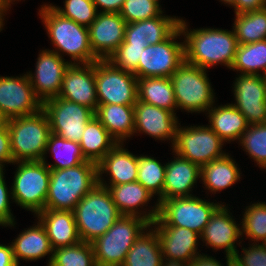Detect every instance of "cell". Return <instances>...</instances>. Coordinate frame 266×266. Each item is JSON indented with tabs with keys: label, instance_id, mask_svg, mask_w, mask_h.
<instances>
[{
	"label": "cell",
	"instance_id": "obj_1",
	"mask_svg": "<svg viewBox=\"0 0 266 266\" xmlns=\"http://www.w3.org/2000/svg\"><path fill=\"white\" fill-rule=\"evenodd\" d=\"M185 20H180V30L185 38V61L203 69L218 64L231 68L238 48L234 30L201 28L189 29Z\"/></svg>",
	"mask_w": 266,
	"mask_h": 266
},
{
	"label": "cell",
	"instance_id": "obj_2",
	"mask_svg": "<svg viewBox=\"0 0 266 266\" xmlns=\"http://www.w3.org/2000/svg\"><path fill=\"white\" fill-rule=\"evenodd\" d=\"M39 16L55 47V50L51 51L56 52L62 58L64 53L69 55L72 59L71 64H92L99 60L91 49L88 27L63 17L53 8L52 4L42 5L39 9Z\"/></svg>",
	"mask_w": 266,
	"mask_h": 266
},
{
	"label": "cell",
	"instance_id": "obj_3",
	"mask_svg": "<svg viewBox=\"0 0 266 266\" xmlns=\"http://www.w3.org/2000/svg\"><path fill=\"white\" fill-rule=\"evenodd\" d=\"M98 184L97 164L50 169L45 209L73 211L78 202Z\"/></svg>",
	"mask_w": 266,
	"mask_h": 266
},
{
	"label": "cell",
	"instance_id": "obj_4",
	"mask_svg": "<svg viewBox=\"0 0 266 266\" xmlns=\"http://www.w3.org/2000/svg\"><path fill=\"white\" fill-rule=\"evenodd\" d=\"M73 214L80 238L86 243L104 235L122 216L109 190L99 184L78 202Z\"/></svg>",
	"mask_w": 266,
	"mask_h": 266
},
{
	"label": "cell",
	"instance_id": "obj_5",
	"mask_svg": "<svg viewBox=\"0 0 266 266\" xmlns=\"http://www.w3.org/2000/svg\"><path fill=\"white\" fill-rule=\"evenodd\" d=\"M10 133L11 152L16 161L46 160V148L51 134L46 112L6 120Z\"/></svg>",
	"mask_w": 266,
	"mask_h": 266
},
{
	"label": "cell",
	"instance_id": "obj_6",
	"mask_svg": "<svg viewBox=\"0 0 266 266\" xmlns=\"http://www.w3.org/2000/svg\"><path fill=\"white\" fill-rule=\"evenodd\" d=\"M150 224L137 216L122 215L91 245L97 266H122L128 251Z\"/></svg>",
	"mask_w": 266,
	"mask_h": 266
},
{
	"label": "cell",
	"instance_id": "obj_7",
	"mask_svg": "<svg viewBox=\"0 0 266 266\" xmlns=\"http://www.w3.org/2000/svg\"><path fill=\"white\" fill-rule=\"evenodd\" d=\"M207 69L184 61L170 77L177 108L186 112H207L214 106V91Z\"/></svg>",
	"mask_w": 266,
	"mask_h": 266
},
{
	"label": "cell",
	"instance_id": "obj_8",
	"mask_svg": "<svg viewBox=\"0 0 266 266\" xmlns=\"http://www.w3.org/2000/svg\"><path fill=\"white\" fill-rule=\"evenodd\" d=\"M12 187V200L34 214L45 209L50 168L43 161H16Z\"/></svg>",
	"mask_w": 266,
	"mask_h": 266
},
{
	"label": "cell",
	"instance_id": "obj_9",
	"mask_svg": "<svg viewBox=\"0 0 266 266\" xmlns=\"http://www.w3.org/2000/svg\"><path fill=\"white\" fill-rule=\"evenodd\" d=\"M222 203H214L196 196L175 197L159 203V215L155 221L160 226L188 228L199 235L215 210Z\"/></svg>",
	"mask_w": 266,
	"mask_h": 266
},
{
	"label": "cell",
	"instance_id": "obj_10",
	"mask_svg": "<svg viewBox=\"0 0 266 266\" xmlns=\"http://www.w3.org/2000/svg\"><path fill=\"white\" fill-rule=\"evenodd\" d=\"M95 84L98 104L134 105L138 100L136 75L108 60L95 62Z\"/></svg>",
	"mask_w": 266,
	"mask_h": 266
},
{
	"label": "cell",
	"instance_id": "obj_11",
	"mask_svg": "<svg viewBox=\"0 0 266 266\" xmlns=\"http://www.w3.org/2000/svg\"><path fill=\"white\" fill-rule=\"evenodd\" d=\"M224 143L208 125H190L184 128L179 123L176 129V140L171 149L178 156L201 167L227 154L222 150Z\"/></svg>",
	"mask_w": 266,
	"mask_h": 266
},
{
	"label": "cell",
	"instance_id": "obj_12",
	"mask_svg": "<svg viewBox=\"0 0 266 266\" xmlns=\"http://www.w3.org/2000/svg\"><path fill=\"white\" fill-rule=\"evenodd\" d=\"M42 109L48 116L51 133L78 143L87 123L95 115L91 108L58 96L45 101Z\"/></svg>",
	"mask_w": 266,
	"mask_h": 266
},
{
	"label": "cell",
	"instance_id": "obj_13",
	"mask_svg": "<svg viewBox=\"0 0 266 266\" xmlns=\"http://www.w3.org/2000/svg\"><path fill=\"white\" fill-rule=\"evenodd\" d=\"M182 35L179 27L161 43L147 45L139 60L138 78L171 77L185 61L184 41H175Z\"/></svg>",
	"mask_w": 266,
	"mask_h": 266
},
{
	"label": "cell",
	"instance_id": "obj_14",
	"mask_svg": "<svg viewBox=\"0 0 266 266\" xmlns=\"http://www.w3.org/2000/svg\"><path fill=\"white\" fill-rule=\"evenodd\" d=\"M42 107L27 74L0 76V114L5 120L36 114Z\"/></svg>",
	"mask_w": 266,
	"mask_h": 266
},
{
	"label": "cell",
	"instance_id": "obj_15",
	"mask_svg": "<svg viewBox=\"0 0 266 266\" xmlns=\"http://www.w3.org/2000/svg\"><path fill=\"white\" fill-rule=\"evenodd\" d=\"M233 86V105L248 124L266 123V76L239 74Z\"/></svg>",
	"mask_w": 266,
	"mask_h": 266
},
{
	"label": "cell",
	"instance_id": "obj_16",
	"mask_svg": "<svg viewBox=\"0 0 266 266\" xmlns=\"http://www.w3.org/2000/svg\"><path fill=\"white\" fill-rule=\"evenodd\" d=\"M70 64L51 49L39 53L35 72H27V75L35 96L42 104L59 95L65 71Z\"/></svg>",
	"mask_w": 266,
	"mask_h": 266
},
{
	"label": "cell",
	"instance_id": "obj_17",
	"mask_svg": "<svg viewBox=\"0 0 266 266\" xmlns=\"http://www.w3.org/2000/svg\"><path fill=\"white\" fill-rule=\"evenodd\" d=\"M178 124L176 113L139 100L134 104V133H144L162 141L168 139L173 147Z\"/></svg>",
	"mask_w": 266,
	"mask_h": 266
},
{
	"label": "cell",
	"instance_id": "obj_18",
	"mask_svg": "<svg viewBox=\"0 0 266 266\" xmlns=\"http://www.w3.org/2000/svg\"><path fill=\"white\" fill-rule=\"evenodd\" d=\"M58 97L91 108L98 106L95 84V62L70 64L66 69Z\"/></svg>",
	"mask_w": 266,
	"mask_h": 266
},
{
	"label": "cell",
	"instance_id": "obj_19",
	"mask_svg": "<svg viewBox=\"0 0 266 266\" xmlns=\"http://www.w3.org/2000/svg\"><path fill=\"white\" fill-rule=\"evenodd\" d=\"M126 26L119 13H97L88 31L91 49L99 60H107L124 41Z\"/></svg>",
	"mask_w": 266,
	"mask_h": 266
},
{
	"label": "cell",
	"instance_id": "obj_20",
	"mask_svg": "<svg viewBox=\"0 0 266 266\" xmlns=\"http://www.w3.org/2000/svg\"><path fill=\"white\" fill-rule=\"evenodd\" d=\"M150 227H154L157 232L163 260L188 265L199 255L197 245L200 235L195 231L177 226H160L155 220Z\"/></svg>",
	"mask_w": 266,
	"mask_h": 266
},
{
	"label": "cell",
	"instance_id": "obj_21",
	"mask_svg": "<svg viewBox=\"0 0 266 266\" xmlns=\"http://www.w3.org/2000/svg\"><path fill=\"white\" fill-rule=\"evenodd\" d=\"M230 210L223 203L215 210L204 227L200 239L214 250L223 249L225 255L233 257L237 251L235 242L240 239L241 228L236 224Z\"/></svg>",
	"mask_w": 266,
	"mask_h": 266
},
{
	"label": "cell",
	"instance_id": "obj_22",
	"mask_svg": "<svg viewBox=\"0 0 266 266\" xmlns=\"http://www.w3.org/2000/svg\"><path fill=\"white\" fill-rule=\"evenodd\" d=\"M107 189L109 190L112 200L121 215L140 217L146 220L150 225L158 217V202L155 206H153L152 210H148V212L146 210H140V208L152 200L153 194H151L138 181L109 186Z\"/></svg>",
	"mask_w": 266,
	"mask_h": 266
},
{
	"label": "cell",
	"instance_id": "obj_23",
	"mask_svg": "<svg viewBox=\"0 0 266 266\" xmlns=\"http://www.w3.org/2000/svg\"><path fill=\"white\" fill-rule=\"evenodd\" d=\"M122 145L117 143L97 164L98 184L105 188L137 181L138 156ZM104 173L109 175L110 185L102 178Z\"/></svg>",
	"mask_w": 266,
	"mask_h": 266
},
{
	"label": "cell",
	"instance_id": "obj_24",
	"mask_svg": "<svg viewBox=\"0 0 266 266\" xmlns=\"http://www.w3.org/2000/svg\"><path fill=\"white\" fill-rule=\"evenodd\" d=\"M174 160L166 163L163 200L175 197L194 196L190 192L200 178L201 167L177 154Z\"/></svg>",
	"mask_w": 266,
	"mask_h": 266
},
{
	"label": "cell",
	"instance_id": "obj_25",
	"mask_svg": "<svg viewBox=\"0 0 266 266\" xmlns=\"http://www.w3.org/2000/svg\"><path fill=\"white\" fill-rule=\"evenodd\" d=\"M53 249L81 242L73 211L44 209L36 214Z\"/></svg>",
	"mask_w": 266,
	"mask_h": 266
},
{
	"label": "cell",
	"instance_id": "obj_26",
	"mask_svg": "<svg viewBox=\"0 0 266 266\" xmlns=\"http://www.w3.org/2000/svg\"><path fill=\"white\" fill-rule=\"evenodd\" d=\"M28 229H24L18 237L11 243L13 249V256L16 264L19 266L20 258L26 261H35L51 255L48 260V265L52 261L53 247L47 236L46 230L38 220L37 225Z\"/></svg>",
	"mask_w": 266,
	"mask_h": 266
},
{
	"label": "cell",
	"instance_id": "obj_27",
	"mask_svg": "<svg viewBox=\"0 0 266 266\" xmlns=\"http://www.w3.org/2000/svg\"><path fill=\"white\" fill-rule=\"evenodd\" d=\"M94 114L117 143L134 135V105L98 104Z\"/></svg>",
	"mask_w": 266,
	"mask_h": 266
},
{
	"label": "cell",
	"instance_id": "obj_28",
	"mask_svg": "<svg viewBox=\"0 0 266 266\" xmlns=\"http://www.w3.org/2000/svg\"><path fill=\"white\" fill-rule=\"evenodd\" d=\"M209 117V127L224 141L240 140L248 129L246 117L233 105L213 106L206 113Z\"/></svg>",
	"mask_w": 266,
	"mask_h": 266
},
{
	"label": "cell",
	"instance_id": "obj_29",
	"mask_svg": "<svg viewBox=\"0 0 266 266\" xmlns=\"http://www.w3.org/2000/svg\"><path fill=\"white\" fill-rule=\"evenodd\" d=\"M229 154L215 159L201 166L200 179L203 181L205 190L216 194L232 185L241 178L237 163Z\"/></svg>",
	"mask_w": 266,
	"mask_h": 266
},
{
	"label": "cell",
	"instance_id": "obj_30",
	"mask_svg": "<svg viewBox=\"0 0 266 266\" xmlns=\"http://www.w3.org/2000/svg\"><path fill=\"white\" fill-rule=\"evenodd\" d=\"M84 158L98 164L117 144L101 122L93 116L87 123L79 142Z\"/></svg>",
	"mask_w": 266,
	"mask_h": 266
},
{
	"label": "cell",
	"instance_id": "obj_31",
	"mask_svg": "<svg viewBox=\"0 0 266 266\" xmlns=\"http://www.w3.org/2000/svg\"><path fill=\"white\" fill-rule=\"evenodd\" d=\"M162 262L157 232L149 225L135 240L122 266H161Z\"/></svg>",
	"mask_w": 266,
	"mask_h": 266
},
{
	"label": "cell",
	"instance_id": "obj_32",
	"mask_svg": "<svg viewBox=\"0 0 266 266\" xmlns=\"http://www.w3.org/2000/svg\"><path fill=\"white\" fill-rule=\"evenodd\" d=\"M138 100L175 113L177 109L170 77L138 78Z\"/></svg>",
	"mask_w": 266,
	"mask_h": 266
},
{
	"label": "cell",
	"instance_id": "obj_33",
	"mask_svg": "<svg viewBox=\"0 0 266 266\" xmlns=\"http://www.w3.org/2000/svg\"><path fill=\"white\" fill-rule=\"evenodd\" d=\"M230 69L240 74L266 76V40L239 44Z\"/></svg>",
	"mask_w": 266,
	"mask_h": 266
},
{
	"label": "cell",
	"instance_id": "obj_34",
	"mask_svg": "<svg viewBox=\"0 0 266 266\" xmlns=\"http://www.w3.org/2000/svg\"><path fill=\"white\" fill-rule=\"evenodd\" d=\"M233 25L238 44L266 40V7L253 12L236 14Z\"/></svg>",
	"mask_w": 266,
	"mask_h": 266
},
{
	"label": "cell",
	"instance_id": "obj_35",
	"mask_svg": "<svg viewBox=\"0 0 266 266\" xmlns=\"http://www.w3.org/2000/svg\"><path fill=\"white\" fill-rule=\"evenodd\" d=\"M47 152H51L56 159L54 164H48L45 159L42 160L50 169L69 168L87 161L78 142L67 140L53 133L50 134L48 139L46 154Z\"/></svg>",
	"mask_w": 266,
	"mask_h": 266
},
{
	"label": "cell",
	"instance_id": "obj_36",
	"mask_svg": "<svg viewBox=\"0 0 266 266\" xmlns=\"http://www.w3.org/2000/svg\"><path fill=\"white\" fill-rule=\"evenodd\" d=\"M166 164L162 165L154 157L138 156L137 181L141 183L151 194L157 195V202L163 200V188L165 181Z\"/></svg>",
	"mask_w": 266,
	"mask_h": 266
},
{
	"label": "cell",
	"instance_id": "obj_37",
	"mask_svg": "<svg viewBox=\"0 0 266 266\" xmlns=\"http://www.w3.org/2000/svg\"><path fill=\"white\" fill-rule=\"evenodd\" d=\"M50 266H97L91 243L81 241L54 249Z\"/></svg>",
	"mask_w": 266,
	"mask_h": 266
},
{
	"label": "cell",
	"instance_id": "obj_38",
	"mask_svg": "<svg viewBox=\"0 0 266 266\" xmlns=\"http://www.w3.org/2000/svg\"><path fill=\"white\" fill-rule=\"evenodd\" d=\"M241 223L239 224L242 225L241 235L245 234L254 243H259V241L266 243L265 202H257L247 206Z\"/></svg>",
	"mask_w": 266,
	"mask_h": 266
},
{
	"label": "cell",
	"instance_id": "obj_39",
	"mask_svg": "<svg viewBox=\"0 0 266 266\" xmlns=\"http://www.w3.org/2000/svg\"><path fill=\"white\" fill-rule=\"evenodd\" d=\"M180 18L168 16L163 13L160 16L141 21V34L146 38L147 45L161 43L169 38L180 25Z\"/></svg>",
	"mask_w": 266,
	"mask_h": 266
},
{
	"label": "cell",
	"instance_id": "obj_40",
	"mask_svg": "<svg viewBox=\"0 0 266 266\" xmlns=\"http://www.w3.org/2000/svg\"><path fill=\"white\" fill-rule=\"evenodd\" d=\"M239 142L259 168L266 169V123L249 125Z\"/></svg>",
	"mask_w": 266,
	"mask_h": 266
},
{
	"label": "cell",
	"instance_id": "obj_41",
	"mask_svg": "<svg viewBox=\"0 0 266 266\" xmlns=\"http://www.w3.org/2000/svg\"><path fill=\"white\" fill-rule=\"evenodd\" d=\"M52 6L63 17L86 27L95 21L98 13L93 0H65L64 8Z\"/></svg>",
	"mask_w": 266,
	"mask_h": 266
},
{
	"label": "cell",
	"instance_id": "obj_42",
	"mask_svg": "<svg viewBox=\"0 0 266 266\" xmlns=\"http://www.w3.org/2000/svg\"><path fill=\"white\" fill-rule=\"evenodd\" d=\"M147 44L121 43L107 59L113 66L133 72L138 78V64Z\"/></svg>",
	"mask_w": 266,
	"mask_h": 266
},
{
	"label": "cell",
	"instance_id": "obj_43",
	"mask_svg": "<svg viewBox=\"0 0 266 266\" xmlns=\"http://www.w3.org/2000/svg\"><path fill=\"white\" fill-rule=\"evenodd\" d=\"M162 13V8L151 0H125L119 12L126 23L151 19Z\"/></svg>",
	"mask_w": 266,
	"mask_h": 266
},
{
	"label": "cell",
	"instance_id": "obj_44",
	"mask_svg": "<svg viewBox=\"0 0 266 266\" xmlns=\"http://www.w3.org/2000/svg\"><path fill=\"white\" fill-rule=\"evenodd\" d=\"M248 248V249H247ZM242 248V253L237 250L232 257L239 266H266V243H252L250 247Z\"/></svg>",
	"mask_w": 266,
	"mask_h": 266
},
{
	"label": "cell",
	"instance_id": "obj_45",
	"mask_svg": "<svg viewBox=\"0 0 266 266\" xmlns=\"http://www.w3.org/2000/svg\"><path fill=\"white\" fill-rule=\"evenodd\" d=\"M4 178V171H0V226L12 227L16 224L10 209L12 192L8 191Z\"/></svg>",
	"mask_w": 266,
	"mask_h": 266
},
{
	"label": "cell",
	"instance_id": "obj_46",
	"mask_svg": "<svg viewBox=\"0 0 266 266\" xmlns=\"http://www.w3.org/2000/svg\"><path fill=\"white\" fill-rule=\"evenodd\" d=\"M5 163H14L11 152L10 133L6 122L0 125V171H3Z\"/></svg>",
	"mask_w": 266,
	"mask_h": 266
},
{
	"label": "cell",
	"instance_id": "obj_47",
	"mask_svg": "<svg viewBox=\"0 0 266 266\" xmlns=\"http://www.w3.org/2000/svg\"><path fill=\"white\" fill-rule=\"evenodd\" d=\"M232 7L235 14L253 12L265 8L266 0H235Z\"/></svg>",
	"mask_w": 266,
	"mask_h": 266
},
{
	"label": "cell",
	"instance_id": "obj_48",
	"mask_svg": "<svg viewBox=\"0 0 266 266\" xmlns=\"http://www.w3.org/2000/svg\"><path fill=\"white\" fill-rule=\"evenodd\" d=\"M122 43L147 44L141 34V21L127 23L124 41Z\"/></svg>",
	"mask_w": 266,
	"mask_h": 266
},
{
	"label": "cell",
	"instance_id": "obj_49",
	"mask_svg": "<svg viewBox=\"0 0 266 266\" xmlns=\"http://www.w3.org/2000/svg\"><path fill=\"white\" fill-rule=\"evenodd\" d=\"M125 0H93V3L100 13H119ZM102 10H98V8ZM102 7V8H101Z\"/></svg>",
	"mask_w": 266,
	"mask_h": 266
},
{
	"label": "cell",
	"instance_id": "obj_50",
	"mask_svg": "<svg viewBox=\"0 0 266 266\" xmlns=\"http://www.w3.org/2000/svg\"><path fill=\"white\" fill-rule=\"evenodd\" d=\"M232 257L226 256V266H229V262ZM187 266H223L220 261L216 260L215 257L205 255H197L191 260Z\"/></svg>",
	"mask_w": 266,
	"mask_h": 266
},
{
	"label": "cell",
	"instance_id": "obj_51",
	"mask_svg": "<svg viewBox=\"0 0 266 266\" xmlns=\"http://www.w3.org/2000/svg\"><path fill=\"white\" fill-rule=\"evenodd\" d=\"M0 266H18L13 256L12 245L0 244Z\"/></svg>",
	"mask_w": 266,
	"mask_h": 266
},
{
	"label": "cell",
	"instance_id": "obj_52",
	"mask_svg": "<svg viewBox=\"0 0 266 266\" xmlns=\"http://www.w3.org/2000/svg\"><path fill=\"white\" fill-rule=\"evenodd\" d=\"M9 9L6 7V5L4 4V2L2 0H0V21L2 23H4V18L3 16H5V14L7 13Z\"/></svg>",
	"mask_w": 266,
	"mask_h": 266
},
{
	"label": "cell",
	"instance_id": "obj_53",
	"mask_svg": "<svg viewBox=\"0 0 266 266\" xmlns=\"http://www.w3.org/2000/svg\"><path fill=\"white\" fill-rule=\"evenodd\" d=\"M161 266H187V265L179 263V262L163 260Z\"/></svg>",
	"mask_w": 266,
	"mask_h": 266
},
{
	"label": "cell",
	"instance_id": "obj_54",
	"mask_svg": "<svg viewBox=\"0 0 266 266\" xmlns=\"http://www.w3.org/2000/svg\"><path fill=\"white\" fill-rule=\"evenodd\" d=\"M2 1L6 5V7L9 9V8H11V4H13V2L19 1V0H2Z\"/></svg>",
	"mask_w": 266,
	"mask_h": 266
},
{
	"label": "cell",
	"instance_id": "obj_55",
	"mask_svg": "<svg viewBox=\"0 0 266 266\" xmlns=\"http://www.w3.org/2000/svg\"><path fill=\"white\" fill-rule=\"evenodd\" d=\"M220 1H222V2H224L225 4H227L228 6L229 5H233L234 4V2H235V0H220Z\"/></svg>",
	"mask_w": 266,
	"mask_h": 266
},
{
	"label": "cell",
	"instance_id": "obj_56",
	"mask_svg": "<svg viewBox=\"0 0 266 266\" xmlns=\"http://www.w3.org/2000/svg\"><path fill=\"white\" fill-rule=\"evenodd\" d=\"M5 122H6V120L0 114V125H3Z\"/></svg>",
	"mask_w": 266,
	"mask_h": 266
},
{
	"label": "cell",
	"instance_id": "obj_57",
	"mask_svg": "<svg viewBox=\"0 0 266 266\" xmlns=\"http://www.w3.org/2000/svg\"><path fill=\"white\" fill-rule=\"evenodd\" d=\"M229 266H239L237 263L233 261V259L229 262Z\"/></svg>",
	"mask_w": 266,
	"mask_h": 266
},
{
	"label": "cell",
	"instance_id": "obj_58",
	"mask_svg": "<svg viewBox=\"0 0 266 266\" xmlns=\"http://www.w3.org/2000/svg\"><path fill=\"white\" fill-rule=\"evenodd\" d=\"M151 1H153L156 4H158L161 7V5L159 4V0H151Z\"/></svg>",
	"mask_w": 266,
	"mask_h": 266
},
{
	"label": "cell",
	"instance_id": "obj_59",
	"mask_svg": "<svg viewBox=\"0 0 266 266\" xmlns=\"http://www.w3.org/2000/svg\"><path fill=\"white\" fill-rule=\"evenodd\" d=\"M4 24L0 21V31L3 29Z\"/></svg>",
	"mask_w": 266,
	"mask_h": 266
}]
</instances>
